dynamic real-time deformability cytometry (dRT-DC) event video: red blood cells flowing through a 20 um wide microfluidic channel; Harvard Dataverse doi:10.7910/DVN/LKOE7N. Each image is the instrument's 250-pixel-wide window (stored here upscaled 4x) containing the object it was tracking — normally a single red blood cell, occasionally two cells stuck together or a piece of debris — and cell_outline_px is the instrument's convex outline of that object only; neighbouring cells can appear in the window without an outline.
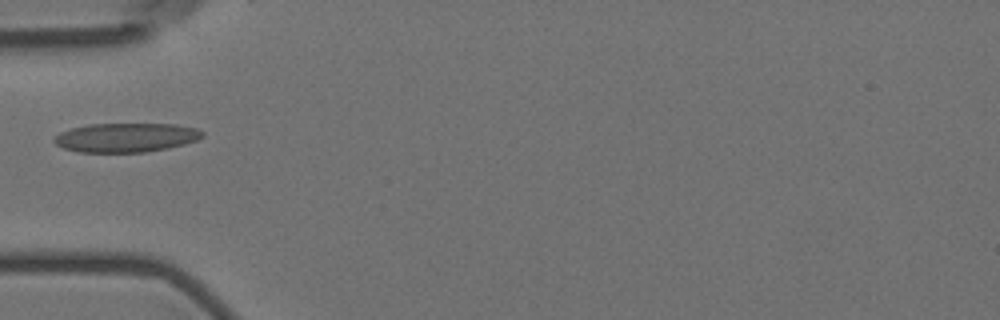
{"species": "Egyptian fruit bat (a non-hibernating species)", "species_latin": "Rousettus aegyptiacus", "temperature_condition": "room temperature", "stored_images_in_passage": 15, "camera_frame_rate_fps": 3000, "um_per_image_px": 0.085, "animal": {"sex": "female"}, "frame": {"image": 1, "passage_image": 5, "time_ms": 5.667, "image_size_px": [1000, 320], "cell_outline_px": [[204, 136], [196, 140], [184, 144], [168, 148], [144, 152], [80, 152], [64, 148], [56, 144], [52, 140], [60, 132], [72, 128], [88, 124], [176, 124], [196, 128], [204, 132]], "centroid_in_image_um": [10.72, 11.69], "position_along_channel_um": 74.3, "area_um2": 25.09}}
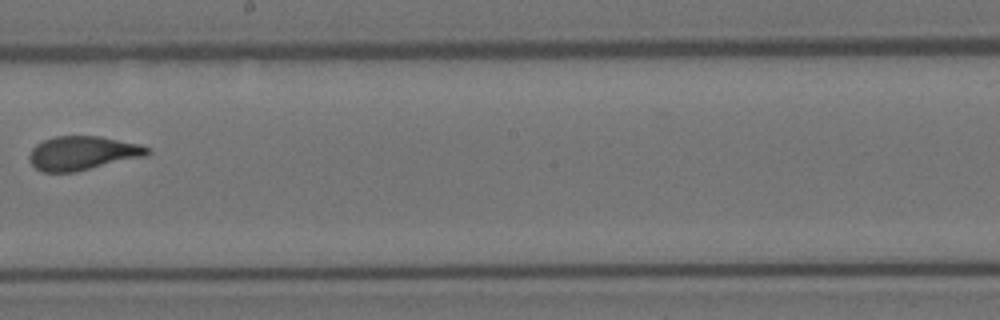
{"frame": {"image": 2, "passage_image": 9, "time_ms": 10.333, "image_size_px": [1000, 320], "cell_outline_px": [[152, 152], [144, 156], [76, 172], [40, 172], [28, 160], [28, 156], [32, 148], [36, 144], [44, 140], [56, 136], [100, 136], [140, 144], [152, 148]], "centroid_in_image_um": [7.01, 13.01], "position_along_channel_um": 241.2, "area_um2": 23.47}}
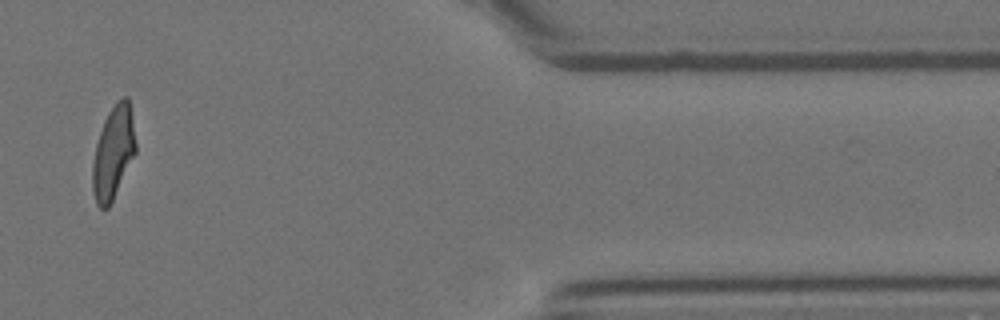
{"frame": {"image": 3, "passage_image": 14, "time_ms": 16.0, "image_size_px": [1000, 320], "cell_outline_px": [[136, 152], [108, 208], [100, 208], [96, 204], [92, 192], [92, 164], [96, 144], [104, 120], [108, 112], [116, 100], [120, 96], [128, 96], [136, 144]], "centroid_in_image_um": [9.61, 12.95], "position_along_channel_um": 401.8, "area_um2": 23.24}, "authors_computed_cell_mechanics": {"area_um2": 23.5246, "velocity_mm_per_s": 3.5683, "shape_relaxation_time_tau1_ms": 6.7079, "shape_relaxation_time_tau2_ms": 1.2312, "deformation_change_tau1": 0.2159, "deformation_change_tau2": 0.075}}